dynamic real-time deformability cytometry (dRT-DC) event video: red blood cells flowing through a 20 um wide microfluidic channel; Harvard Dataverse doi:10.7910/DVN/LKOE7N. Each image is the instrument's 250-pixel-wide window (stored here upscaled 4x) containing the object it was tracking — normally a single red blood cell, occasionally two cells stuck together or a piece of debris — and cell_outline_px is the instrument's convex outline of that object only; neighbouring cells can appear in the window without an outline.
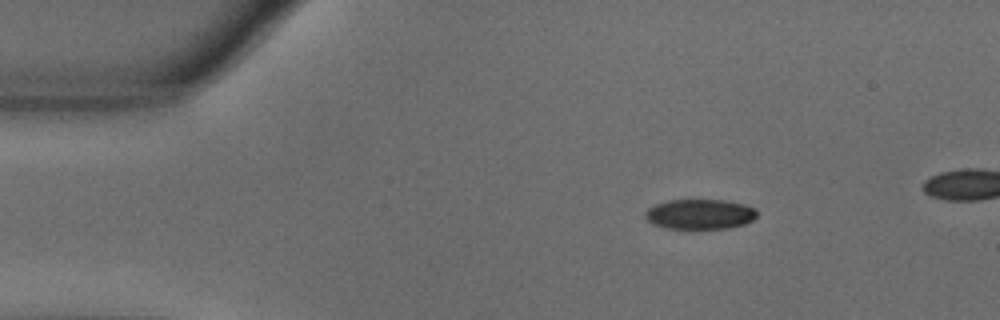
{"species": "common noctule bat (a hibernating species)", "species_latin": "Nyctalus noctula", "temperature_condition": "warm", "stored_images_in_passage": 48, "camera_frame_rate_fps": 3000, "um_per_image_px": 0.085, "animal": {"sex": "male", "body_mass_g": 18.8}, "frame": {"image": 1, "passage_image": 5, "time_ms": 1.333, "image_size_px": [1000, 320], "cell_outline_px": [[756, 216], [752, 220], [744, 224], [728, 228], [664, 228], [652, 224], [644, 216], [644, 212], [648, 208], [656, 204], [668, 200], [724, 200], [744, 204], [756, 208]], "centroid_in_image_um": [59.47, 18.2], "position_along_channel_um": 25.5, "area_um2": 19.54}}
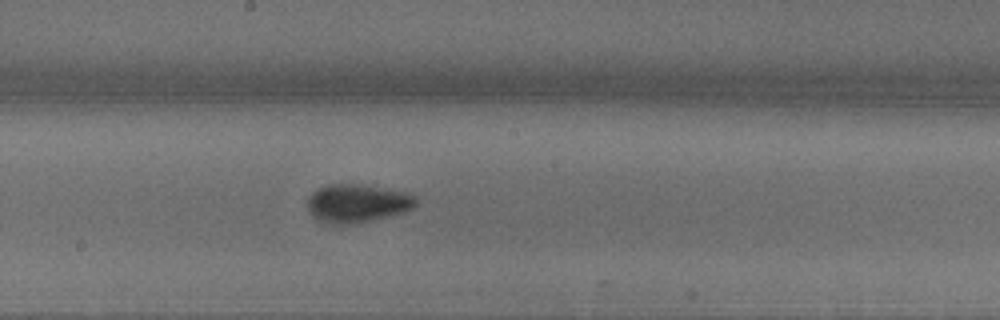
{"frame": {"image": 2, "passage_image": 26, "time_ms": 8.333, "image_size_px": [1000, 320], "cell_outline_px": [[416, 204], [412, 208], [404, 212], [372, 220], [344, 224], [332, 224], [320, 220], [312, 216], [308, 208], [308, 196], [312, 192], [328, 184], [356, 184], [412, 192], [416, 196]], "centroid_in_image_um": [30.39, 17.26], "position_along_channel_um": 217.8, "area_um2": 24.1}}
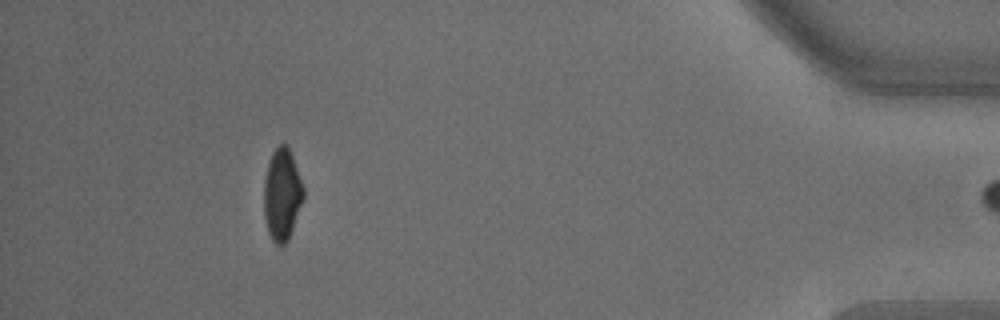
{"frame": {"image": 3, "passage_image": 47, "time_ms": 15.333, "image_size_px": [1000, 320], "cell_outline_px": [[304, 196], [288, 240], [284, 244], [276, 244], [272, 240], [268, 232], [264, 216], [264, 180], [268, 164], [272, 152], [280, 144], [288, 144], [304, 188]], "centroid_in_image_um": [23.97, 16.51], "position_along_channel_um": 411.2, "area_um2": 20.98}}